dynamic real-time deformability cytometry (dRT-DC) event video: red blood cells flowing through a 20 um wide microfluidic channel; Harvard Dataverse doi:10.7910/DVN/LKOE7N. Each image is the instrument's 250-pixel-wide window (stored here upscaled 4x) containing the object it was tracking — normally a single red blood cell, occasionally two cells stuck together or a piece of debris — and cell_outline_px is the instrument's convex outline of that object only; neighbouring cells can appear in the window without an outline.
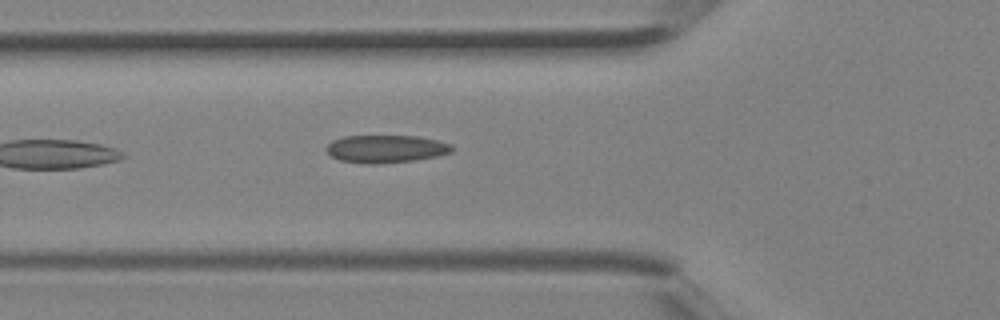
{"species": "Egyptian fruit bat (a non-hibernating species)", "species_latin": "Rousettus aegyptiacus", "temperature_condition": "room temperature", "stored_images_in_passage": 2, "camera_frame_rate_fps": 3000, "um_per_image_px": 0.085, "animal": {"sex": "female"}, "frame": {"image": 1, "passage_image": 2, "time_ms": 0.333, "image_size_px": [1000, 320], "cell_outline_px": [[452, 152], [436, 156], [416, 160], [376, 164], [364, 164], [340, 160], [332, 156], [324, 148], [332, 140], [344, 136], [420, 136], [440, 140], [452, 144]], "centroid_in_image_um": [32.81, 12.65], "position_along_channel_um": 93.0, "area_um2": 20.46}}